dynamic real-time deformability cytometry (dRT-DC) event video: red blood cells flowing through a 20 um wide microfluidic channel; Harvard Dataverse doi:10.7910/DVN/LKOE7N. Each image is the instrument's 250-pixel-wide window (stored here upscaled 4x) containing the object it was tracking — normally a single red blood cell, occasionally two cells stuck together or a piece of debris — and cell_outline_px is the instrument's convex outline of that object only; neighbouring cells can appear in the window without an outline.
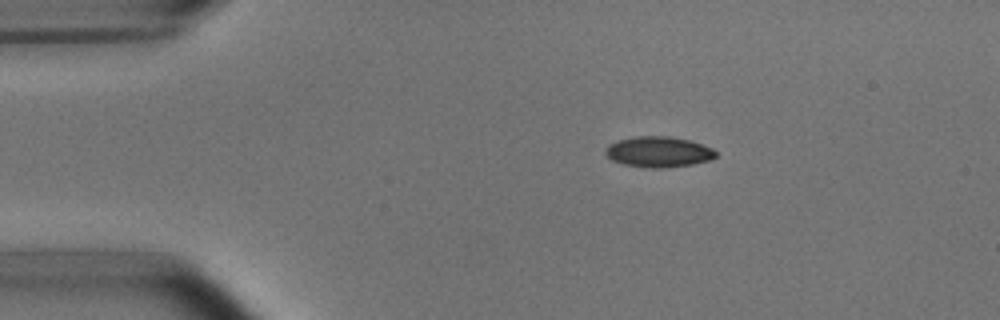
{"species": "common noctule bat (a hibernating species)", "species_latin": "Nyctalus noctula", "temperature_condition": "room temperature", "stored_images_in_passage": 45, "camera_frame_rate_fps": 3000, "um_per_image_px": 0.085, "animal": {"sex": "male", "body_mass_g": 15.6}, "frame": {"image": 1, "passage_image": 2, "time_ms": 0.333, "image_size_px": [1000, 320], "cell_outline_px": [[716, 156], [712, 160], [692, 164], [660, 168], [652, 168], [624, 164], [612, 160], [604, 152], [608, 144], [616, 140], [636, 136], [668, 136], [688, 140], [712, 148], [716, 152]], "centroid_in_image_um": [55.95, 12.9], "position_along_channel_um": 29.0, "area_um2": 19.59}}
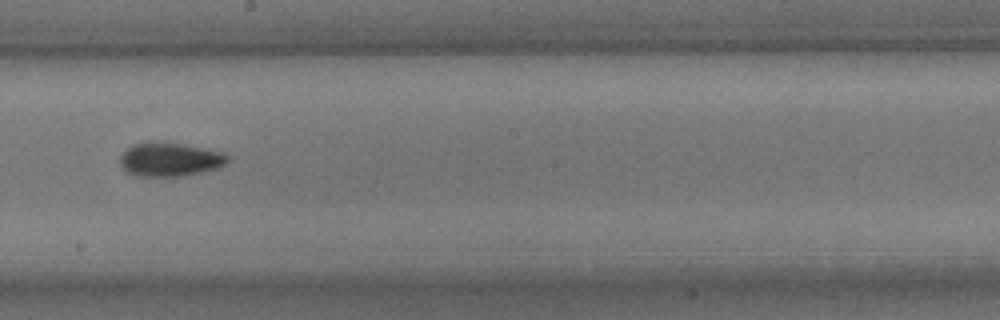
{"frame": {"image": 2, "passage_image": 22, "time_ms": 7.0, "image_size_px": [1000, 320], "cell_outline_px": [[228, 160], [224, 164], [216, 168], [200, 172], [180, 176], [136, 176], [128, 172], [120, 164], [120, 156], [128, 148], [136, 144], [184, 144], [224, 152], [228, 156]], "centroid_in_image_um": [14.46, 13.58], "position_along_channel_um": 233.7, "area_um2": 20.4}}
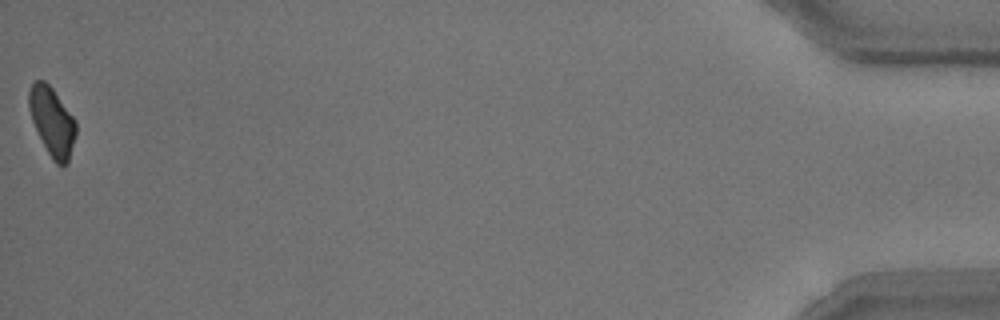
{"frame": {"image": 3, "passage_image": 45, "time_ms": 14.667, "image_size_px": [1000, 320], "cell_outline_px": [[76, 136], [68, 164], [56, 164], [52, 160], [32, 120], [28, 108], [28, 92], [32, 84], [36, 80], [44, 80], [52, 88], [76, 120]], "centroid_in_image_um": [4.44, 10.32], "position_along_channel_um": 430.8, "area_um2": 18.67}, "authors_computed_cell_mechanics": {"area_um2": 19.5942, "velocity_mm_per_s": 3.8177, "shape_relaxation_time_tau1_ms": 4.8021, "shape_relaxation_time_tau2_ms": 4.1441, "deformation_change_tau1": 0.1405, "deformation_change_tau2": 0.0753}}